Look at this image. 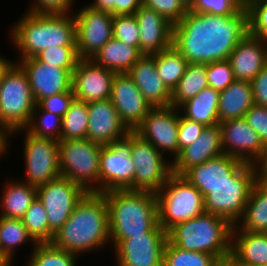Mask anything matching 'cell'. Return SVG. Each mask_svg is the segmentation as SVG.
Wrapping results in <instances>:
<instances>
[{
  "mask_svg": "<svg viewBox=\"0 0 267 266\" xmlns=\"http://www.w3.org/2000/svg\"><path fill=\"white\" fill-rule=\"evenodd\" d=\"M249 33V11L233 15L195 13L173 25V46L189 63L228 60L237 44Z\"/></svg>",
  "mask_w": 267,
  "mask_h": 266,
  "instance_id": "6da1fadb",
  "label": "cell"
},
{
  "mask_svg": "<svg viewBox=\"0 0 267 266\" xmlns=\"http://www.w3.org/2000/svg\"><path fill=\"white\" fill-rule=\"evenodd\" d=\"M108 240L111 236L104 195L101 192H86L51 243L78 256L107 245Z\"/></svg>",
  "mask_w": 267,
  "mask_h": 266,
  "instance_id": "7a4b0ae2",
  "label": "cell"
},
{
  "mask_svg": "<svg viewBox=\"0 0 267 266\" xmlns=\"http://www.w3.org/2000/svg\"><path fill=\"white\" fill-rule=\"evenodd\" d=\"M103 195L108 207L111 240H124L147 232H166L158 224L155 193L126 189Z\"/></svg>",
  "mask_w": 267,
  "mask_h": 266,
  "instance_id": "3957f363",
  "label": "cell"
},
{
  "mask_svg": "<svg viewBox=\"0 0 267 266\" xmlns=\"http://www.w3.org/2000/svg\"><path fill=\"white\" fill-rule=\"evenodd\" d=\"M11 38L20 52V60L34 58L50 47H76L74 15L26 12L19 22L14 23Z\"/></svg>",
  "mask_w": 267,
  "mask_h": 266,
  "instance_id": "277c9868",
  "label": "cell"
},
{
  "mask_svg": "<svg viewBox=\"0 0 267 266\" xmlns=\"http://www.w3.org/2000/svg\"><path fill=\"white\" fill-rule=\"evenodd\" d=\"M232 227L226 219L204 212L172 227L168 240L182 250L212 254L222 262L230 259Z\"/></svg>",
  "mask_w": 267,
  "mask_h": 266,
  "instance_id": "5b68a950",
  "label": "cell"
},
{
  "mask_svg": "<svg viewBox=\"0 0 267 266\" xmlns=\"http://www.w3.org/2000/svg\"><path fill=\"white\" fill-rule=\"evenodd\" d=\"M36 105L26 73L14 62L0 81V128L7 135L22 132Z\"/></svg>",
  "mask_w": 267,
  "mask_h": 266,
  "instance_id": "8992f818",
  "label": "cell"
},
{
  "mask_svg": "<svg viewBox=\"0 0 267 266\" xmlns=\"http://www.w3.org/2000/svg\"><path fill=\"white\" fill-rule=\"evenodd\" d=\"M155 195L158 224L166 232L205 212L204 197L183 175L172 173Z\"/></svg>",
  "mask_w": 267,
  "mask_h": 266,
  "instance_id": "52a82bcc",
  "label": "cell"
},
{
  "mask_svg": "<svg viewBox=\"0 0 267 266\" xmlns=\"http://www.w3.org/2000/svg\"><path fill=\"white\" fill-rule=\"evenodd\" d=\"M258 180L255 164L245 162L227 182L204 196V210L226 219L232 226L243 216L251 189Z\"/></svg>",
  "mask_w": 267,
  "mask_h": 266,
  "instance_id": "ba28073f",
  "label": "cell"
},
{
  "mask_svg": "<svg viewBox=\"0 0 267 266\" xmlns=\"http://www.w3.org/2000/svg\"><path fill=\"white\" fill-rule=\"evenodd\" d=\"M101 147L88 138L59 140L61 176L80 185L86 192H99Z\"/></svg>",
  "mask_w": 267,
  "mask_h": 266,
  "instance_id": "9c48e42d",
  "label": "cell"
},
{
  "mask_svg": "<svg viewBox=\"0 0 267 266\" xmlns=\"http://www.w3.org/2000/svg\"><path fill=\"white\" fill-rule=\"evenodd\" d=\"M132 131L101 147L99 192L134 190L135 165L131 159Z\"/></svg>",
  "mask_w": 267,
  "mask_h": 266,
  "instance_id": "30bf717a",
  "label": "cell"
},
{
  "mask_svg": "<svg viewBox=\"0 0 267 266\" xmlns=\"http://www.w3.org/2000/svg\"><path fill=\"white\" fill-rule=\"evenodd\" d=\"M149 141L132 131L131 159L135 165L134 190L157 193L172 174V161H165Z\"/></svg>",
  "mask_w": 267,
  "mask_h": 266,
  "instance_id": "8fae6325",
  "label": "cell"
},
{
  "mask_svg": "<svg viewBox=\"0 0 267 266\" xmlns=\"http://www.w3.org/2000/svg\"><path fill=\"white\" fill-rule=\"evenodd\" d=\"M24 143L25 181L38 187L61 176L59 141L36 137L26 130Z\"/></svg>",
  "mask_w": 267,
  "mask_h": 266,
  "instance_id": "7c38bea8",
  "label": "cell"
},
{
  "mask_svg": "<svg viewBox=\"0 0 267 266\" xmlns=\"http://www.w3.org/2000/svg\"><path fill=\"white\" fill-rule=\"evenodd\" d=\"M85 193L80 185L62 176L37 187V197L45 207L49 229L54 234L69 219Z\"/></svg>",
  "mask_w": 267,
  "mask_h": 266,
  "instance_id": "4fadbf2b",
  "label": "cell"
},
{
  "mask_svg": "<svg viewBox=\"0 0 267 266\" xmlns=\"http://www.w3.org/2000/svg\"><path fill=\"white\" fill-rule=\"evenodd\" d=\"M113 14L89 6L76 13V50L79 59H93L113 37Z\"/></svg>",
  "mask_w": 267,
  "mask_h": 266,
  "instance_id": "5bb4252c",
  "label": "cell"
},
{
  "mask_svg": "<svg viewBox=\"0 0 267 266\" xmlns=\"http://www.w3.org/2000/svg\"><path fill=\"white\" fill-rule=\"evenodd\" d=\"M168 232L131 235L114 243L117 266H163V251Z\"/></svg>",
  "mask_w": 267,
  "mask_h": 266,
  "instance_id": "9a60e30c",
  "label": "cell"
},
{
  "mask_svg": "<svg viewBox=\"0 0 267 266\" xmlns=\"http://www.w3.org/2000/svg\"><path fill=\"white\" fill-rule=\"evenodd\" d=\"M178 109L173 106L152 108L134 131L149 141L160 153L170 152L176 158L179 155Z\"/></svg>",
  "mask_w": 267,
  "mask_h": 266,
  "instance_id": "2e32d148",
  "label": "cell"
},
{
  "mask_svg": "<svg viewBox=\"0 0 267 266\" xmlns=\"http://www.w3.org/2000/svg\"><path fill=\"white\" fill-rule=\"evenodd\" d=\"M223 153L256 164L263 156L265 145L245 118L219 123Z\"/></svg>",
  "mask_w": 267,
  "mask_h": 266,
  "instance_id": "e0dca14e",
  "label": "cell"
},
{
  "mask_svg": "<svg viewBox=\"0 0 267 266\" xmlns=\"http://www.w3.org/2000/svg\"><path fill=\"white\" fill-rule=\"evenodd\" d=\"M116 72L96 64L92 59H79L72 72V90L76 99L90 103L110 99Z\"/></svg>",
  "mask_w": 267,
  "mask_h": 266,
  "instance_id": "ac0fdd59",
  "label": "cell"
},
{
  "mask_svg": "<svg viewBox=\"0 0 267 266\" xmlns=\"http://www.w3.org/2000/svg\"><path fill=\"white\" fill-rule=\"evenodd\" d=\"M121 121L134 131L152 109L127 73H116L110 95Z\"/></svg>",
  "mask_w": 267,
  "mask_h": 266,
  "instance_id": "d6986e66",
  "label": "cell"
},
{
  "mask_svg": "<svg viewBox=\"0 0 267 266\" xmlns=\"http://www.w3.org/2000/svg\"><path fill=\"white\" fill-rule=\"evenodd\" d=\"M27 75L33 97L38 104L43 98L72 89V72L40 62L35 57L17 62Z\"/></svg>",
  "mask_w": 267,
  "mask_h": 266,
  "instance_id": "ffe728a7",
  "label": "cell"
},
{
  "mask_svg": "<svg viewBox=\"0 0 267 266\" xmlns=\"http://www.w3.org/2000/svg\"><path fill=\"white\" fill-rule=\"evenodd\" d=\"M88 123L87 138L102 146L130 132L110 99L88 103Z\"/></svg>",
  "mask_w": 267,
  "mask_h": 266,
  "instance_id": "44dd1931",
  "label": "cell"
},
{
  "mask_svg": "<svg viewBox=\"0 0 267 266\" xmlns=\"http://www.w3.org/2000/svg\"><path fill=\"white\" fill-rule=\"evenodd\" d=\"M140 31L139 51L159 53L173 45V24L153 9L142 5L135 13Z\"/></svg>",
  "mask_w": 267,
  "mask_h": 266,
  "instance_id": "7402d4cb",
  "label": "cell"
},
{
  "mask_svg": "<svg viewBox=\"0 0 267 266\" xmlns=\"http://www.w3.org/2000/svg\"><path fill=\"white\" fill-rule=\"evenodd\" d=\"M244 163L239 158L223 153L205 163L193 166L183 176L204 197L212 188L227 182Z\"/></svg>",
  "mask_w": 267,
  "mask_h": 266,
  "instance_id": "603a6c76",
  "label": "cell"
},
{
  "mask_svg": "<svg viewBox=\"0 0 267 266\" xmlns=\"http://www.w3.org/2000/svg\"><path fill=\"white\" fill-rule=\"evenodd\" d=\"M127 74L152 108L171 106V90L156 70L155 54L143 55Z\"/></svg>",
  "mask_w": 267,
  "mask_h": 266,
  "instance_id": "cb8c5ba5",
  "label": "cell"
},
{
  "mask_svg": "<svg viewBox=\"0 0 267 266\" xmlns=\"http://www.w3.org/2000/svg\"><path fill=\"white\" fill-rule=\"evenodd\" d=\"M223 154L219 124L206 126L201 136L186 146L172 162V173L184 175L193 166Z\"/></svg>",
  "mask_w": 267,
  "mask_h": 266,
  "instance_id": "d4e9b609",
  "label": "cell"
},
{
  "mask_svg": "<svg viewBox=\"0 0 267 266\" xmlns=\"http://www.w3.org/2000/svg\"><path fill=\"white\" fill-rule=\"evenodd\" d=\"M228 61L236 80L251 81L267 65V41L248 33Z\"/></svg>",
  "mask_w": 267,
  "mask_h": 266,
  "instance_id": "484cf974",
  "label": "cell"
},
{
  "mask_svg": "<svg viewBox=\"0 0 267 266\" xmlns=\"http://www.w3.org/2000/svg\"><path fill=\"white\" fill-rule=\"evenodd\" d=\"M230 260L236 266L267 265V233L232 230Z\"/></svg>",
  "mask_w": 267,
  "mask_h": 266,
  "instance_id": "4316f807",
  "label": "cell"
},
{
  "mask_svg": "<svg viewBox=\"0 0 267 266\" xmlns=\"http://www.w3.org/2000/svg\"><path fill=\"white\" fill-rule=\"evenodd\" d=\"M253 105L251 82L235 80L225 90L220 91L218 104L219 123L244 118Z\"/></svg>",
  "mask_w": 267,
  "mask_h": 266,
  "instance_id": "83f0119b",
  "label": "cell"
},
{
  "mask_svg": "<svg viewBox=\"0 0 267 266\" xmlns=\"http://www.w3.org/2000/svg\"><path fill=\"white\" fill-rule=\"evenodd\" d=\"M142 56L136 47L112 37L92 60L116 73H127Z\"/></svg>",
  "mask_w": 267,
  "mask_h": 266,
  "instance_id": "f1b7e54d",
  "label": "cell"
},
{
  "mask_svg": "<svg viewBox=\"0 0 267 266\" xmlns=\"http://www.w3.org/2000/svg\"><path fill=\"white\" fill-rule=\"evenodd\" d=\"M240 221L232 230L267 233V185L262 180L254 183Z\"/></svg>",
  "mask_w": 267,
  "mask_h": 266,
  "instance_id": "f546056e",
  "label": "cell"
},
{
  "mask_svg": "<svg viewBox=\"0 0 267 266\" xmlns=\"http://www.w3.org/2000/svg\"><path fill=\"white\" fill-rule=\"evenodd\" d=\"M220 92L212 87L204 88L195 97L182 103L178 108L183 110V117L202 123L205 126L219 124L218 104Z\"/></svg>",
  "mask_w": 267,
  "mask_h": 266,
  "instance_id": "4dcf8cb0",
  "label": "cell"
},
{
  "mask_svg": "<svg viewBox=\"0 0 267 266\" xmlns=\"http://www.w3.org/2000/svg\"><path fill=\"white\" fill-rule=\"evenodd\" d=\"M6 184L1 196L2 213L0 216L22 219L37 197V187L22 180L7 181Z\"/></svg>",
  "mask_w": 267,
  "mask_h": 266,
  "instance_id": "1f68e13d",
  "label": "cell"
},
{
  "mask_svg": "<svg viewBox=\"0 0 267 266\" xmlns=\"http://www.w3.org/2000/svg\"><path fill=\"white\" fill-rule=\"evenodd\" d=\"M208 87L207 63H189L185 74L171 91V106L178 108Z\"/></svg>",
  "mask_w": 267,
  "mask_h": 266,
  "instance_id": "d6a6232c",
  "label": "cell"
},
{
  "mask_svg": "<svg viewBox=\"0 0 267 266\" xmlns=\"http://www.w3.org/2000/svg\"><path fill=\"white\" fill-rule=\"evenodd\" d=\"M27 241H31L34 246L37 245L21 219L0 216V253L11 265L16 246L19 247Z\"/></svg>",
  "mask_w": 267,
  "mask_h": 266,
  "instance_id": "836d02e7",
  "label": "cell"
},
{
  "mask_svg": "<svg viewBox=\"0 0 267 266\" xmlns=\"http://www.w3.org/2000/svg\"><path fill=\"white\" fill-rule=\"evenodd\" d=\"M155 63L160 78L171 91L179 83L189 64L173 45L155 53Z\"/></svg>",
  "mask_w": 267,
  "mask_h": 266,
  "instance_id": "e575fe53",
  "label": "cell"
},
{
  "mask_svg": "<svg viewBox=\"0 0 267 266\" xmlns=\"http://www.w3.org/2000/svg\"><path fill=\"white\" fill-rule=\"evenodd\" d=\"M88 103L76 98L62 117L61 140L87 138Z\"/></svg>",
  "mask_w": 267,
  "mask_h": 266,
  "instance_id": "d590c367",
  "label": "cell"
},
{
  "mask_svg": "<svg viewBox=\"0 0 267 266\" xmlns=\"http://www.w3.org/2000/svg\"><path fill=\"white\" fill-rule=\"evenodd\" d=\"M46 213L44 205L36 197L21 219L29 234L37 243H51L55 235L49 229Z\"/></svg>",
  "mask_w": 267,
  "mask_h": 266,
  "instance_id": "8d00e7d4",
  "label": "cell"
},
{
  "mask_svg": "<svg viewBox=\"0 0 267 266\" xmlns=\"http://www.w3.org/2000/svg\"><path fill=\"white\" fill-rule=\"evenodd\" d=\"M220 261L212 254L185 251L167 240L163 251V266H217Z\"/></svg>",
  "mask_w": 267,
  "mask_h": 266,
  "instance_id": "74e56055",
  "label": "cell"
},
{
  "mask_svg": "<svg viewBox=\"0 0 267 266\" xmlns=\"http://www.w3.org/2000/svg\"><path fill=\"white\" fill-rule=\"evenodd\" d=\"M27 266H76L77 255L55 247L52 243H37Z\"/></svg>",
  "mask_w": 267,
  "mask_h": 266,
  "instance_id": "f35d334b",
  "label": "cell"
},
{
  "mask_svg": "<svg viewBox=\"0 0 267 266\" xmlns=\"http://www.w3.org/2000/svg\"><path fill=\"white\" fill-rule=\"evenodd\" d=\"M39 110V121L35 117ZM61 125L62 117L55 115L54 113L43 110L38 104L35 106L33 115L31 117L29 125L23 129L36 137L52 138L55 140H61Z\"/></svg>",
  "mask_w": 267,
  "mask_h": 266,
  "instance_id": "ab89813d",
  "label": "cell"
},
{
  "mask_svg": "<svg viewBox=\"0 0 267 266\" xmlns=\"http://www.w3.org/2000/svg\"><path fill=\"white\" fill-rule=\"evenodd\" d=\"M35 58L40 62H46L53 66L66 70H75L79 56L76 47H50L40 53Z\"/></svg>",
  "mask_w": 267,
  "mask_h": 266,
  "instance_id": "60d3db41",
  "label": "cell"
},
{
  "mask_svg": "<svg viewBox=\"0 0 267 266\" xmlns=\"http://www.w3.org/2000/svg\"><path fill=\"white\" fill-rule=\"evenodd\" d=\"M113 37L139 50L140 31L135 14L113 16Z\"/></svg>",
  "mask_w": 267,
  "mask_h": 266,
  "instance_id": "b9f144b4",
  "label": "cell"
},
{
  "mask_svg": "<svg viewBox=\"0 0 267 266\" xmlns=\"http://www.w3.org/2000/svg\"><path fill=\"white\" fill-rule=\"evenodd\" d=\"M244 8L242 0H194L188 10L195 13L228 16L241 12Z\"/></svg>",
  "mask_w": 267,
  "mask_h": 266,
  "instance_id": "7bdbcfd3",
  "label": "cell"
},
{
  "mask_svg": "<svg viewBox=\"0 0 267 266\" xmlns=\"http://www.w3.org/2000/svg\"><path fill=\"white\" fill-rule=\"evenodd\" d=\"M231 64L228 60L207 63L208 86L219 92L235 81Z\"/></svg>",
  "mask_w": 267,
  "mask_h": 266,
  "instance_id": "ee69618b",
  "label": "cell"
},
{
  "mask_svg": "<svg viewBox=\"0 0 267 266\" xmlns=\"http://www.w3.org/2000/svg\"><path fill=\"white\" fill-rule=\"evenodd\" d=\"M246 8L249 11V33L267 41V0L252 1Z\"/></svg>",
  "mask_w": 267,
  "mask_h": 266,
  "instance_id": "f6af8a7d",
  "label": "cell"
},
{
  "mask_svg": "<svg viewBox=\"0 0 267 266\" xmlns=\"http://www.w3.org/2000/svg\"><path fill=\"white\" fill-rule=\"evenodd\" d=\"M142 5L155 10L173 25L177 24L188 10L179 0H142Z\"/></svg>",
  "mask_w": 267,
  "mask_h": 266,
  "instance_id": "bcb514c9",
  "label": "cell"
},
{
  "mask_svg": "<svg viewBox=\"0 0 267 266\" xmlns=\"http://www.w3.org/2000/svg\"><path fill=\"white\" fill-rule=\"evenodd\" d=\"M74 98L73 90L69 89L68 91L43 98L38 105L47 112L63 117Z\"/></svg>",
  "mask_w": 267,
  "mask_h": 266,
  "instance_id": "7dc6e473",
  "label": "cell"
},
{
  "mask_svg": "<svg viewBox=\"0 0 267 266\" xmlns=\"http://www.w3.org/2000/svg\"><path fill=\"white\" fill-rule=\"evenodd\" d=\"M206 126L199 122H194L186 119L181 116L179 120V128H178V144H179V154L180 151L186 146L191 145L195 140H197L202 131Z\"/></svg>",
  "mask_w": 267,
  "mask_h": 266,
  "instance_id": "c3c4849f",
  "label": "cell"
},
{
  "mask_svg": "<svg viewBox=\"0 0 267 266\" xmlns=\"http://www.w3.org/2000/svg\"><path fill=\"white\" fill-rule=\"evenodd\" d=\"M246 121L255 130L260 139L267 144V107L254 104L246 113Z\"/></svg>",
  "mask_w": 267,
  "mask_h": 266,
  "instance_id": "681fc988",
  "label": "cell"
},
{
  "mask_svg": "<svg viewBox=\"0 0 267 266\" xmlns=\"http://www.w3.org/2000/svg\"><path fill=\"white\" fill-rule=\"evenodd\" d=\"M74 0H36L27 11L32 14H69Z\"/></svg>",
  "mask_w": 267,
  "mask_h": 266,
  "instance_id": "f907efd6",
  "label": "cell"
},
{
  "mask_svg": "<svg viewBox=\"0 0 267 266\" xmlns=\"http://www.w3.org/2000/svg\"><path fill=\"white\" fill-rule=\"evenodd\" d=\"M250 82L254 104L267 107V65Z\"/></svg>",
  "mask_w": 267,
  "mask_h": 266,
  "instance_id": "816d5d0a",
  "label": "cell"
},
{
  "mask_svg": "<svg viewBox=\"0 0 267 266\" xmlns=\"http://www.w3.org/2000/svg\"><path fill=\"white\" fill-rule=\"evenodd\" d=\"M142 6V0H115V15L135 14Z\"/></svg>",
  "mask_w": 267,
  "mask_h": 266,
  "instance_id": "f5cc1de1",
  "label": "cell"
},
{
  "mask_svg": "<svg viewBox=\"0 0 267 266\" xmlns=\"http://www.w3.org/2000/svg\"><path fill=\"white\" fill-rule=\"evenodd\" d=\"M94 3L88 5L92 9L107 11L115 15V0H93Z\"/></svg>",
  "mask_w": 267,
  "mask_h": 266,
  "instance_id": "db71d44e",
  "label": "cell"
},
{
  "mask_svg": "<svg viewBox=\"0 0 267 266\" xmlns=\"http://www.w3.org/2000/svg\"><path fill=\"white\" fill-rule=\"evenodd\" d=\"M258 179L263 180L267 176V144L264 148L263 156L255 164Z\"/></svg>",
  "mask_w": 267,
  "mask_h": 266,
  "instance_id": "11a10c76",
  "label": "cell"
},
{
  "mask_svg": "<svg viewBox=\"0 0 267 266\" xmlns=\"http://www.w3.org/2000/svg\"><path fill=\"white\" fill-rule=\"evenodd\" d=\"M8 135L0 128V156L5 153L7 149Z\"/></svg>",
  "mask_w": 267,
  "mask_h": 266,
  "instance_id": "9f6ffc18",
  "label": "cell"
},
{
  "mask_svg": "<svg viewBox=\"0 0 267 266\" xmlns=\"http://www.w3.org/2000/svg\"><path fill=\"white\" fill-rule=\"evenodd\" d=\"M14 62H10L7 59H4L0 56V81L3 79L6 71L11 67Z\"/></svg>",
  "mask_w": 267,
  "mask_h": 266,
  "instance_id": "6f0895ef",
  "label": "cell"
},
{
  "mask_svg": "<svg viewBox=\"0 0 267 266\" xmlns=\"http://www.w3.org/2000/svg\"><path fill=\"white\" fill-rule=\"evenodd\" d=\"M10 262L0 253V266H10Z\"/></svg>",
  "mask_w": 267,
  "mask_h": 266,
  "instance_id": "680465c9",
  "label": "cell"
},
{
  "mask_svg": "<svg viewBox=\"0 0 267 266\" xmlns=\"http://www.w3.org/2000/svg\"><path fill=\"white\" fill-rule=\"evenodd\" d=\"M182 5H184L187 9H189L194 0H179Z\"/></svg>",
  "mask_w": 267,
  "mask_h": 266,
  "instance_id": "91938a15",
  "label": "cell"
},
{
  "mask_svg": "<svg viewBox=\"0 0 267 266\" xmlns=\"http://www.w3.org/2000/svg\"><path fill=\"white\" fill-rule=\"evenodd\" d=\"M217 266H236L230 259L220 262Z\"/></svg>",
  "mask_w": 267,
  "mask_h": 266,
  "instance_id": "94428289",
  "label": "cell"
},
{
  "mask_svg": "<svg viewBox=\"0 0 267 266\" xmlns=\"http://www.w3.org/2000/svg\"><path fill=\"white\" fill-rule=\"evenodd\" d=\"M242 1H243L244 5L246 7L250 2H252V1H258V0H242Z\"/></svg>",
  "mask_w": 267,
  "mask_h": 266,
  "instance_id": "6125c7cd",
  "label": "cell"
},
{
  "mask_svg": "<svg viewBox=\"0 0 267 266\" xmlns=\"http://www.w3.org/2000/svg\"><path fill=\"white\" fill-rule=\"evenodd\" d=\"M262 181L267 185V176Z\"/></svg>",
  "mask_w": 267,
  "mask_h": 266,
  "instance_id": "be15d7a7",
  "label": "cell"
}]
</instances>
